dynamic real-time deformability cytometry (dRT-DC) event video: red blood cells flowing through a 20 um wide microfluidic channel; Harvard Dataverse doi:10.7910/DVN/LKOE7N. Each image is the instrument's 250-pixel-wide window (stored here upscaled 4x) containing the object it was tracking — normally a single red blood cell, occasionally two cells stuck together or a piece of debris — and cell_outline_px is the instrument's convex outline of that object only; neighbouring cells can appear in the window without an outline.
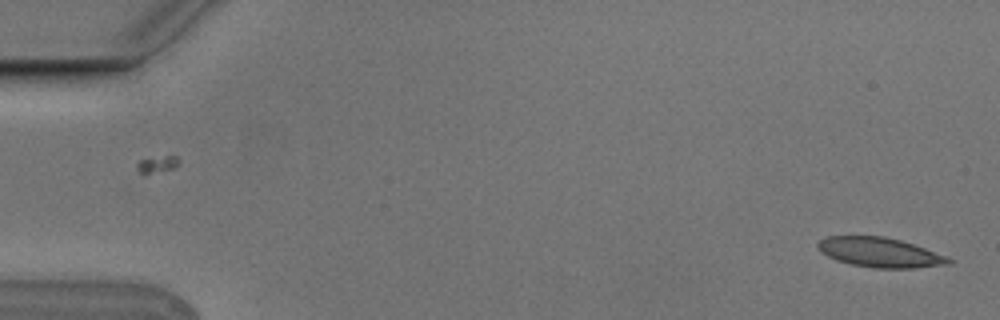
{"species": "Egyptian fruit bat (a non-hibernating species)", "species_latin": "Rousettus aegyptiacus", "temperature_condition": "cold", "stored_images_in_passage": 7, "segment_of_instrument_passage": [2, 2], "camera_frame_rate_fps": 3000, "um_per_image_px": 0.085, "animal": {"sex": "male"}, "frame": {"image": 1, "passage_image": 7, "time_ms": 2.0, "image_size_px": [1000, 320], "cell_outline_px": [[956, 260], [952, 264], [916, 268], [872, 268], [852, 264], [836, 260], [820, 252], [816, 244], [824, 236], [884, 236], [900, 240], [924, 248]], "centroid_in_image_um": [74.79, 21.46], "position_along_channel_um": 10.2, "area_um2": 22.72}}